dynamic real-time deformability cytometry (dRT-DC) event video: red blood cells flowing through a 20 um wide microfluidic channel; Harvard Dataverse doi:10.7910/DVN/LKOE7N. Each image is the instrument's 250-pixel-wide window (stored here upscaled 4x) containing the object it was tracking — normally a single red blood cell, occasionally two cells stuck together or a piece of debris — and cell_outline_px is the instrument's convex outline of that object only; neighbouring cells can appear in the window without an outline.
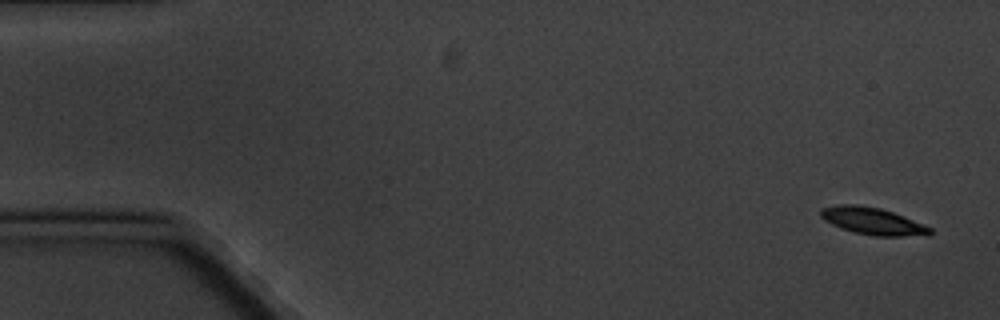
{"species": "common noctule bat (a hibernating species)", "species_latin": "Nyctalus noctula", "temperature_condition": "cold", "stored_images_in_passage": 5, "camera_frame_rate_fps": 3000, "um_per_image_px": 0.085, "animal": {"sex": "male", "body_mass_g": 20.1, "forearm_length_mm": 53.5}, "frame": {"image": 1, "passage_image": 1, "time_ms": 0.0, "image_size_px": [1000, 320], "cell_outline_px": [[932, 232], [928, 236], [872, 236], [840, 228], [824, 220], [820, 216], [820, 208], [836, 204], [856, 204], [880, 208], [904, 216], [932, 228]], "centroid_in_image_um": [74.17, 18.79], "position_along_channel_um": 10.8, "area_um2": 17.4}}
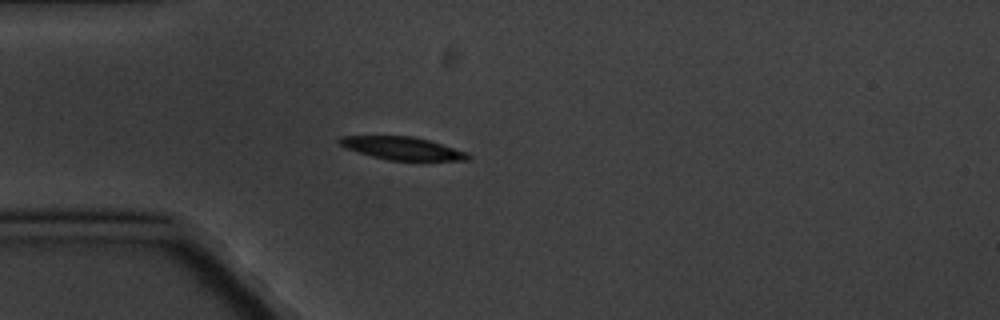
{"frame": {"image": 2, "passage_image": 5, "time_ms": 4.667, "image_size_px": [1000, 320], "cell_outline_px": [[472, 156], [468, 160], [388, 160], [372, 156], [344, 148], [336, 140], [340, 136], [412, 136], [428, 140], [468, 152]], "centroid_in_image_um": [34.17, 12.6], "position_along_channel_um": 50.8, "area_um2": 17.05}}